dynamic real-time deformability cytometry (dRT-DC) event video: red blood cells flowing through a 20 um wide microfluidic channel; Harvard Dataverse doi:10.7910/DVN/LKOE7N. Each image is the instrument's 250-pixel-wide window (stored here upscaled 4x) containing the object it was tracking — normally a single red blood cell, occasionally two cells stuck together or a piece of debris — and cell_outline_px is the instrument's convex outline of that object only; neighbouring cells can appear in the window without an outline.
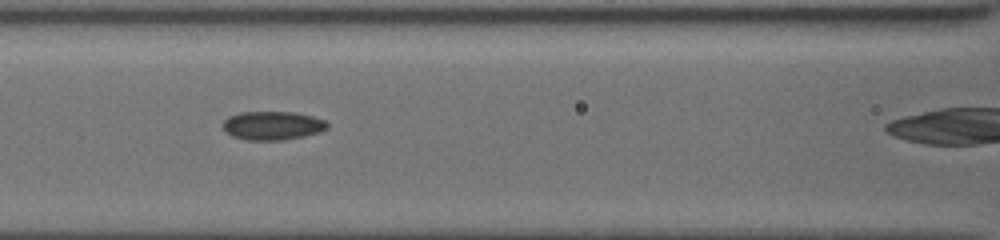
{"species": "common noctule bat (a hibernating species)", "species_latin": "Nyctalus noctula", "temperature_condition": "cold", "stored_images_in_passage": 9, "camera_frame_rate_fps": 3000, "um_per_image_px": 0.085, "animal": {"sex": "female", "body_mass_g": 19.5, "forearm_length_mm": 54.1}, "frame": {"image": 1, "passage_image": 7, "time_ms": 5.0, "image_size_px": [1000, 240], "cell_outline_px": [[328, 128], [320, 132], [304, 136], [284, 140], [248, 140], [232, 136], [224, 132], [224, 120], [228, 116], [240, 112], [296, 112], [312, 116], [324, 120], [328, 124]], "centroid_in_image_um": [23.16, 10.67], "position_along_channel_um": 143.4, "area_um2": 17.51}}
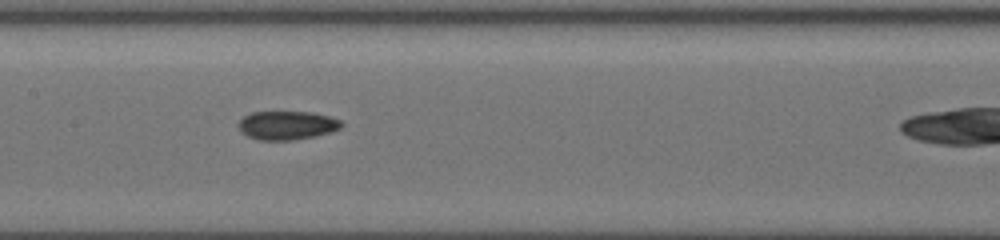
{"frame": {"image": 2, "passage_image": 8, "time_ms": 6.0, "image_size_px": [1000, 240], "cell_outline_px": [[344, 124], [340, 128], [316, 136], [292, 140], [260, 140], [248, 136], [240, 132], [236, 124], [244, 116], [252, 112], [312, 112], [328, 116], [340, 120]], "centroid_in_image_um": [24.36, 10.65], "position_along_channel_um": 183.0, "area_um2": 17.22}}